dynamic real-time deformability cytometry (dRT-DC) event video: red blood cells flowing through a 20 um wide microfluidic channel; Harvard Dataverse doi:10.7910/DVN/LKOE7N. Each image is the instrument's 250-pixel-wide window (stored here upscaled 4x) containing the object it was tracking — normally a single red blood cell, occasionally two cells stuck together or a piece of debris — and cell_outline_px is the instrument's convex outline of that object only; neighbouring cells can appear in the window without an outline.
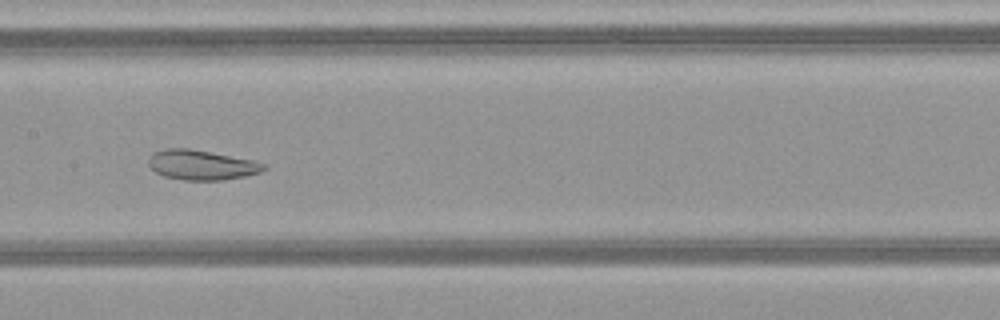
{"species": "common noctule bat (a hibernating species)", "species_latin": "Nyctalus noctula", "temperature_condition": "warm", "stored_images_in_passage": 50, "camera_frame_rate_fps": 3000, "um_per_image_px": 0.085, "animal": {"sex": "female", "body_mass_g": 21.9}, "frame": {"image": 1, "passage_image": 26, "time_ms": 8.333, "image_size_px": [1000, 320], "cell_outline_px": [[268, 168], [260, 172], [244, 176], [224, 180], [184, 180], [164, 176], [156, 172], [148, 164], [148, 160], [152, 152], [164, 148], [188, 148], [252, 160], [264, 164]], "centroid_in_image_um": [17.1, 14.02], "position_along_channel_um": 190.3, "area_um2": 19.94}}
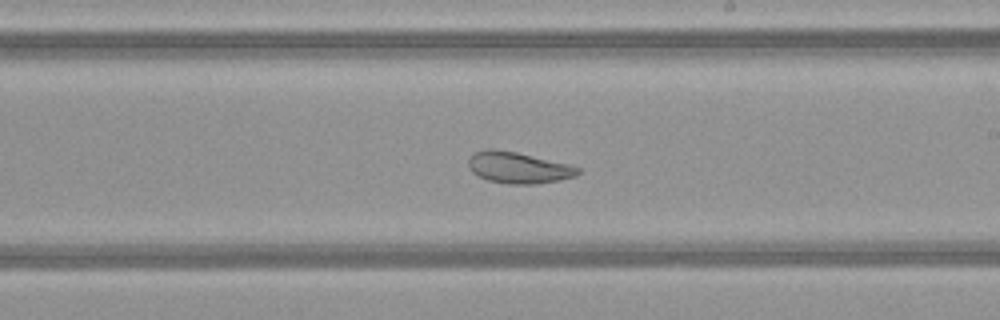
{"frame": {"image": 2, "passage_image": 30, "time_ms": 9.667, "image_size_px": [1000, 320], "cell_outline_px": [[580, 172], [576, 176], [560, 180], [536, 184], [508, 184], [488, 180], [472, 172], [468, 168], [468, 160], [472, 152], [484, 148], [496, 148], [516, 152], [568, 164], [580, 168]], "centroid_in_image_um": [44.01, 14.24], "position_along_channel_um": 245.0, "area_um2": 20.17}}
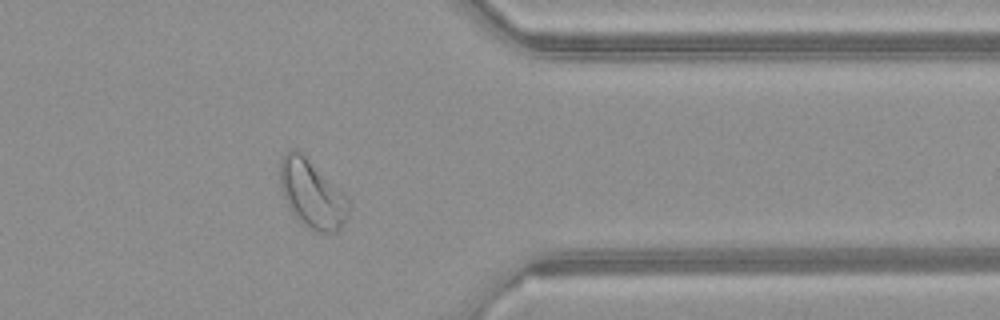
{"frame": {"image": 3, "passage_image": 41, "time_ms": 13.333, "image_size_px": [1000, 320], "cell_outline_px": [[352, 208], [344, 224], [336, 232], [316, 232], [308, 228], [288, 208], [280, 188], [280, 160], [284, 152], [292, 148], [296, 148], [340, 188], [344, 192]], "centroid_in_image_um": [26.53, 16.48], "position_along_channel_um": 384.9, "area_um2": 27.51}, "authors_computed_cell_mechanics": {"area_um2": 28.8422, "velocity_mm_per_s": 4.1222, "shape_relaxation_time_tau1_ms": null, "shape_relaxation_time_tau2_ms": 1.8852, "deformation_change_tau1": null, "deformation_change_tau2": 0.0789}}